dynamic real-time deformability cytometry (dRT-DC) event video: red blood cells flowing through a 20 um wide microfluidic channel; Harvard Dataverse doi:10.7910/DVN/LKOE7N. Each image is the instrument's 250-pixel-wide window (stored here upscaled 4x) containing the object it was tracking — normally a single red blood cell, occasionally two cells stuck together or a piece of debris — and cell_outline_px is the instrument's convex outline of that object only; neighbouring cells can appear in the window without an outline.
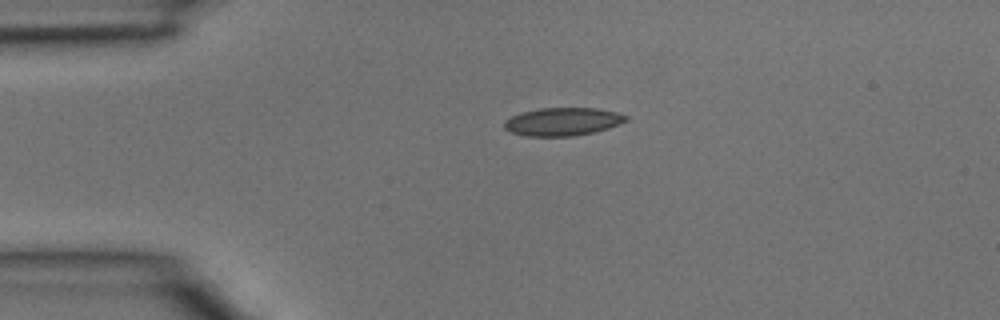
{"species": "common noctule bat (a hibernating species)", "species_latin": "Nyctalus noctula", "temperature_condition": "room temperature", "stored_images_in_passage": 2, "camera_frame_rate_fps": 3000, "um_per_image_px": 0.085, "animal": {"sex": "male", "body_mass_g": 15.6}, "frame": {"image": 1, "passage_image": 2, "time_ms": 0.333, "image_size_px": [1000, 320], "cell_outline_px": [[628, 120], [620, 124], [608, 128], [592, 132], [572, 136], [528, 136], [512, 132], [504, 128], [504, 120], [520, 112], [540, 108], [596, 108], [616, 112], [628, 116]], "centroid_in_image_um": [47.82, 10.33], "position_along_channel_um": 37.2, "area_um2": 19.83}}